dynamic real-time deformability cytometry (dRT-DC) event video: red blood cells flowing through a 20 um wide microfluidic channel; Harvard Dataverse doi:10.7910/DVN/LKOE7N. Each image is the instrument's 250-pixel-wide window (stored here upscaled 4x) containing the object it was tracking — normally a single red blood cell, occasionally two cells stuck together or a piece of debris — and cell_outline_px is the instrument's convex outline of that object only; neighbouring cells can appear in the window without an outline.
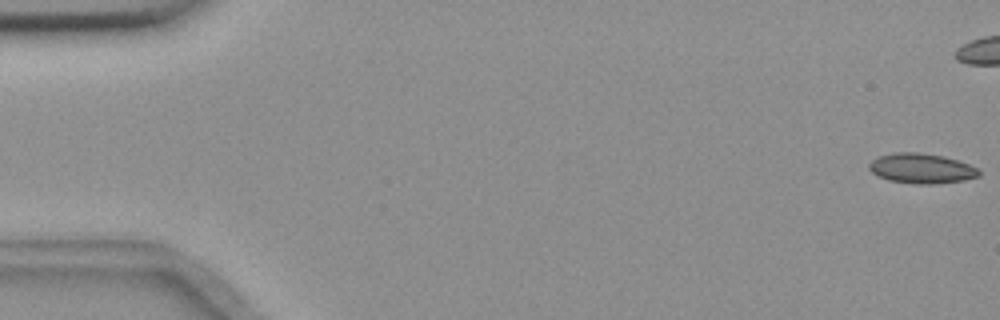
{"species": "common noctule bat (a hibernating species)", "species_latin": "Nyctalus noctula", "temperature_condition": "room temperature", "stored_images_in_passage": 12, "camera_frame_rate_fps": 3000, "um_per_image_px": 0.085, "animal": {"sex": "female", "body_mass_g": 18.4}, "frame": {"image": 1, "passage_image": 1, "time_ms": 0.0, "image_size_px": [1000, 320], "cell_outline_px": [[980, 176], [964, 180], [936, 184], [916, 184], [888, 180], [872, 172], [868, 168], [868, 164], [872, 160], [880, 156], [896, 152], [916, 152], [944, 156], [980, 168]], "centroid_in_image_um": [78.35, 14.32], "position_along_channel_um": 6.6, "area_um2": 19.19}}
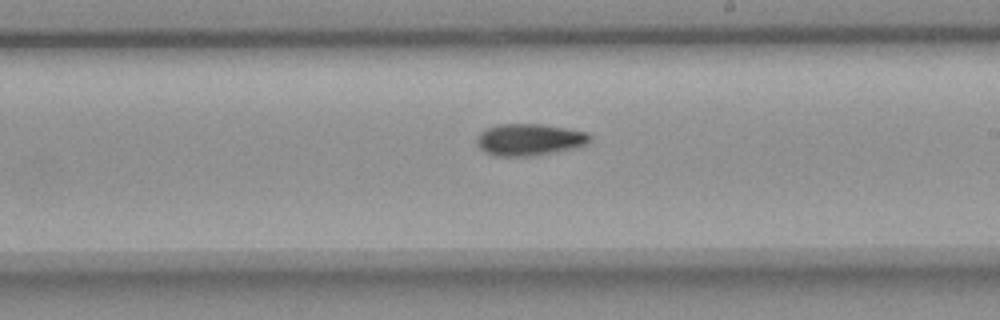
{"frame": {"image": 2, "passage_image": 12, "time_ms": 3.667, "image_size_px": [1000, 320], "cell_outline_px": [[592, 140], [584, 144], [572, 148], [536, 156], [496, 156], [484, 152], [476, 144], [476, 136], [480, 132], [488, 128], [500, 124], [544, 124], [588, 132], [592, 136]], "centroid_in_image_um": [44.98, 11.87], "position_along_channel_um": 244.0, "area_um2": 21.1}}